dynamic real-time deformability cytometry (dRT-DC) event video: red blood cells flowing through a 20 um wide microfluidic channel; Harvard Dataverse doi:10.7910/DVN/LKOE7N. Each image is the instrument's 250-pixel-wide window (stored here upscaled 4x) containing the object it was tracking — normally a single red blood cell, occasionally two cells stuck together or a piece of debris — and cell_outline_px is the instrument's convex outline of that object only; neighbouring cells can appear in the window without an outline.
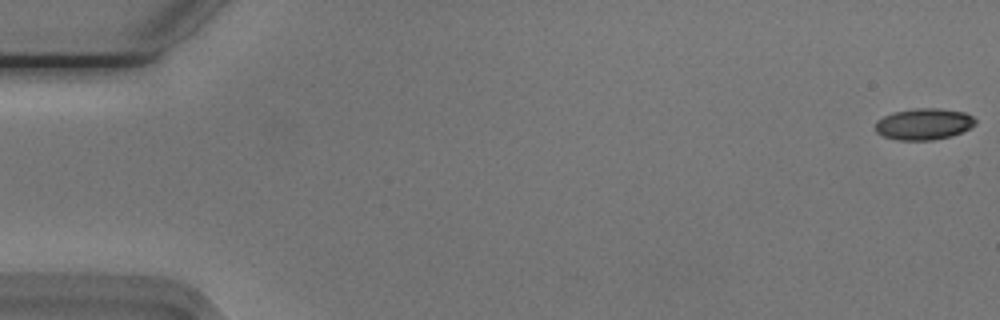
{"species": "Egyptian fruit bat (a non-hibernating species)", "species_latin": "Rousettus aegyptiacus", "temperature_condition": "cold", "stored_images_in_passage": 15, "camera_frame_rate_fps": 3000, "um_per_image_px": 0.085, "animal": {"sex": "male"}, "frame": {"image": 1, "passage_image": 1, "time_ms": 0.0, "image_size_px": [1000, 320], "cell_outline_px": [[972, 120], [964, 128], [956, 132], [944, 136], [896, 136], [908, 112], [952, 112], [968, 116]], "centroid_in_image_um": [79.28, 10.53], "position_along_channel_um": 5.7, "area_um2": 10.52}}